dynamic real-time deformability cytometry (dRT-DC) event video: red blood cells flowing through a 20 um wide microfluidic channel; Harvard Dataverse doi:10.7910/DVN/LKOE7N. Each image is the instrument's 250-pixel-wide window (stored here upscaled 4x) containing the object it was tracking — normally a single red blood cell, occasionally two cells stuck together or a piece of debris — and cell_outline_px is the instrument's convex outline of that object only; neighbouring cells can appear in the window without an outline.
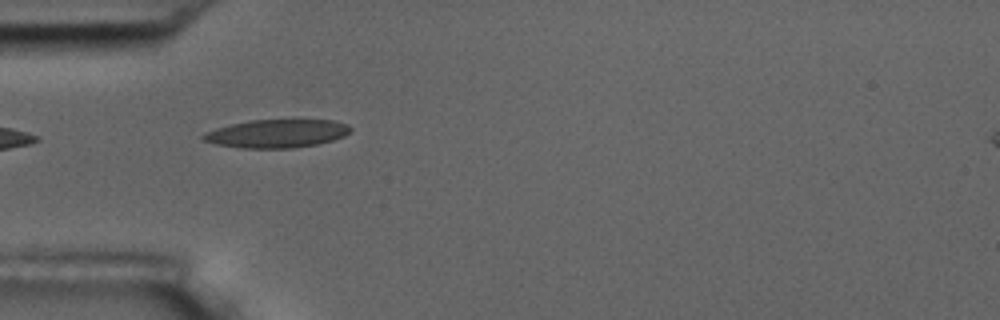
{"species": "common noctule bat (a hibernating species)", "species_latin": "Nyctalus noctula", "temperature_condition": "room temperature", "stored_images_in_passage": 15, "camera_frame_rate_fps": 3000, "um_per_image_px": 0.085, "animal": {"sex": "male", "body_mass_g": 17.5, "forearm_length_mm": 52.3}, "frame": {"image": 1, "passage_image": 5, "time_ms": 5.333, "image_size_px": [1000, 320], "cell_outline_px": [[352, 128], [344, 136], [332, 140], [316, 144], [292, 148], [240, 148], [216, 144], [204, 140], [200, 136], [204, 132], [216, 128], [232, 124], [252, 120], [332, 120], [348, 124]], "centroid_in_image_um": [23.51, 11.35], "position_along_channel_um": 61.5, "area_um2": 24.1}}
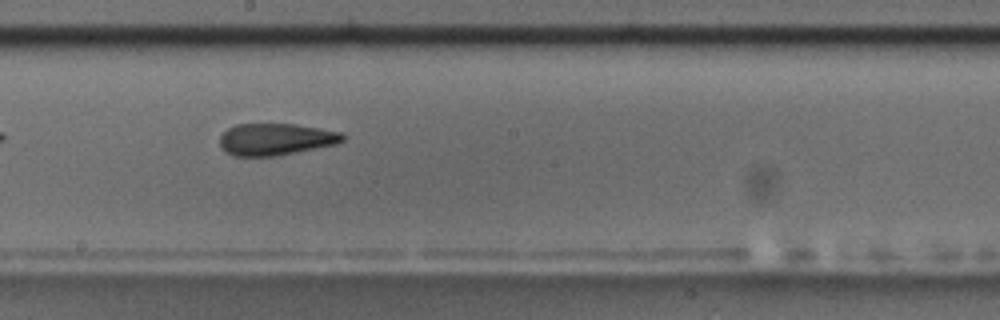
{"frame": {"image": 2, "passage_image": 9, "time_ms": 10.0, "image_size_px": [1000, 320], "cell_outline_px": [[348, 136], [344, 140], [336, 144], [276, 156], [232, 156], [224, 152], [220, 148], [220, 136], [228, 128], [236, 124], [296, 124], [320, 128], [340, 132]], "centroid_in_image_um": [23.42, 11.84], "position_along_channel_um": 224.8, "area_um2": 23.0}, "authors_computed_cell_mechanics": {"area_um2": 23.2934, "velocity_mm_per_s": 3.5505, "shape_relaxation_time_tau1_ms": 11.0345, "shape_relaxation_time_tau2_ms": 2.7307, "deformation_change_tau1": 0.2207, "deformation_change_tau2": 0.1032}}